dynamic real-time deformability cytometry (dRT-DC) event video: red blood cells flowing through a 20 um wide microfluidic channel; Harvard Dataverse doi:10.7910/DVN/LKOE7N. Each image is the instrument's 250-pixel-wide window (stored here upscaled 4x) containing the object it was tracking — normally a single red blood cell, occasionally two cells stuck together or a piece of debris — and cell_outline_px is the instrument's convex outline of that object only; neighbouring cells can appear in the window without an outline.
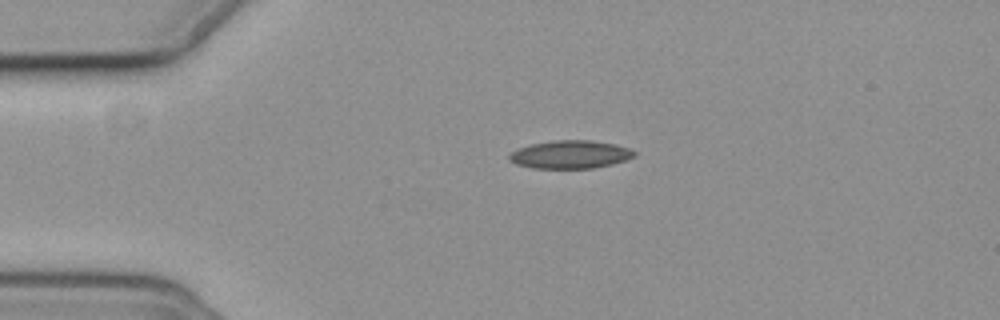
{"species": "common noctule bat (a hibernating species)", "species_latin": "Nyctalus noctula", "temperature_condition": "cold", "stored_images_in_passage": 38, "camera_frame_rate_fps": 3000, "um_per_image_px": 0.085, "animal": {"sex": "female", "body_mass_g": 19.3, "forearm_length_mm": 54.1}, "frame": {"image": 1, "passage_image": 1, "time_ms": 0.0, "image_size_px": [1000, 320], "cell_outline_px": [[636, 156], [628, 160], [612, 164], [592, 168], [532, 168], [516, 164], [508, 160], [508, 156], [512, 152], [520, 148], [532, 144], [556, 140], [592, 140], [616, 144], [628, 148], [636, 152]], "centroid_in_image_um": [48.51, 13.13], "position_along_channel_um": 36.5, "area_um2": 20.46}}
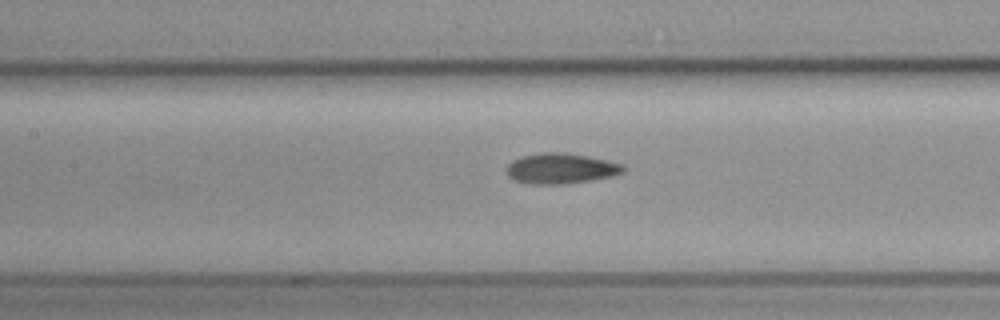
{"frame": {"image": 2, "passage_image": 14, "time_ms": 4.333, "image_size_px": [1000, 320], "cell_outline_px": [[624, 172], [612, 176], [592, 180], [564, 184], [532, 184], [512, 180], [504, 172], [504, 168], [512, 160], [524, 156], [544, 152], [564, 152], [588, 156], [608, 160], [624, 164]], "centroid_in_image_um": [47.64, 14.32], "position_along_channel_um": 159.8, "area_um2": 20.98}}
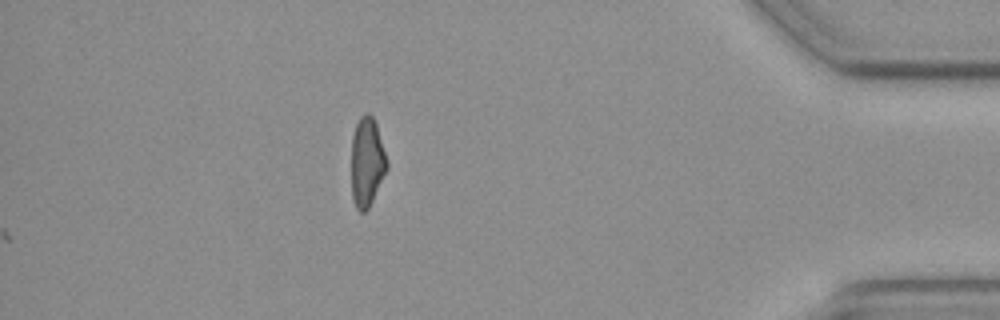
{"frame": {"image": 3, "passage_image": 38, "time_ms": 12.333, "image_size_px": [1000, 320], "cell_outline_px": [[388, 168], [368, 208], [364, 212], [360, 212], [356, 208], [352, 196], [352, 136], [356, 124], [360, 116], [364, 112], [368, 112], [372, 116], [376, 124], [388, 164]], "centroid_in_image_um": [31.18, 13.75], "position_along_channel_um": 404.0, "area_um2": 18.26}, "authors_computed_cell_mechanics": {"area_um2": 19.5942, "velocity_mm_per_s": 3.6729, "shape_relaxation_time_tau1_ms": 9.3348, "shape_relaxation_time_tau2_ms": null, "deformation_change_tau1": 0.1318, "deformation_change_tau2": null}}